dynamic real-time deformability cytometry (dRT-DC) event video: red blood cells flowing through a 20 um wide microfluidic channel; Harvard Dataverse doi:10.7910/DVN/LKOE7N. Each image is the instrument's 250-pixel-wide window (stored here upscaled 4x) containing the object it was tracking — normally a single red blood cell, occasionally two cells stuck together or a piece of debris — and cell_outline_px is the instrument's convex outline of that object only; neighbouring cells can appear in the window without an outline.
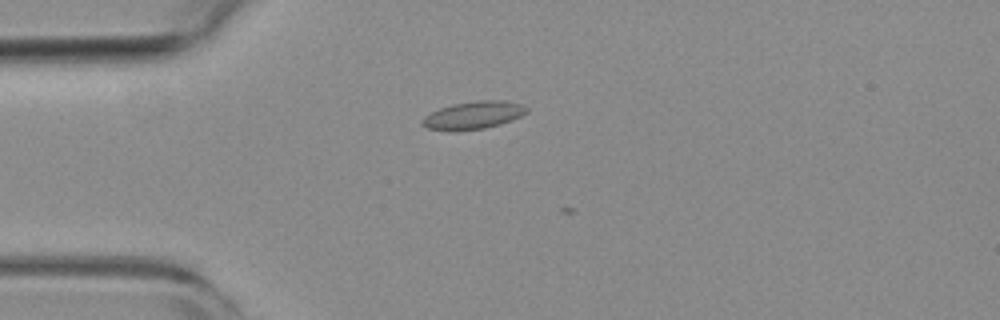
{"species": "common noctule bat (a hibernating species)", "species_latin": "Nyctalus noctula", "temperature_condition": "room temperature", "stored_images_in_passage": 5, "camera_frame_rate_fps": 3000, "um_per_image_px": 0.085, "animal": {"sex": "female", "body_mass_g": 19.3, "forearm_length_mm": 54.1}, "frame": {"image": 1, "passage_image": 4, "time_ms": 1.0, "image_size_px": [1000, 320], "cell_outline_px": [[528, 112], [512, 120], [500, 124], [484, 128], [428, 128], [420, 124], [420, 120], [424, 116], [440, 108], [452, 104], [476, 100], [504, 100], [520, 104], [528, 108]], "centroid_in_image_um": [40.28, 9.74], "position_along_channel_um": 44.7, "area_um2": 16.24}}